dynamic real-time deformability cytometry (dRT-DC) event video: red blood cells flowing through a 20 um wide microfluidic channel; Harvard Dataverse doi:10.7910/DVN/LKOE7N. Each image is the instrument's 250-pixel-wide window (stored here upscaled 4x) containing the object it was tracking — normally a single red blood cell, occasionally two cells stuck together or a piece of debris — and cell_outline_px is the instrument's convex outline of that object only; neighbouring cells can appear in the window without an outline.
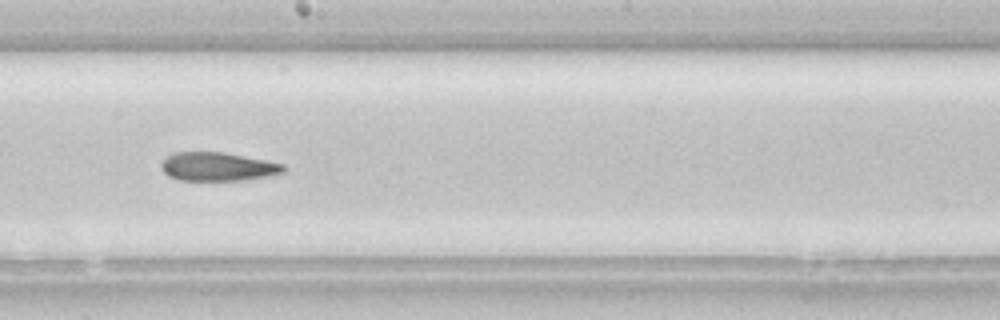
{"species": "common noctule bat (a hibernating species)", "species_latin": "Nyctalus noctula", "temperature_condition": "room temperature", "stored_images_in_passage": 23, "camera_frame_rate_fps": 3000, "um_per_image_px": 0.085, "animal": {"sex": "female", "body_mass_g": 22.7, "forearm_length_mm": 54.2}, "frame": {"image": 1, "passage_image": 14, "time_ms": 4.333, "image_size_px": [1000, 320], "cell_outline_px": [[288, 168], [284, 172], [268, 176], [240, 180], [180, 180], [168, 176], [160, 168], [160, 164], [168, 156], [176, 152], [224, 152], [284, 164]], "centroid_in_image_um": [18.51, 14.16], "position_along_channel_um": 229.7, "area_um2": 20.29}}